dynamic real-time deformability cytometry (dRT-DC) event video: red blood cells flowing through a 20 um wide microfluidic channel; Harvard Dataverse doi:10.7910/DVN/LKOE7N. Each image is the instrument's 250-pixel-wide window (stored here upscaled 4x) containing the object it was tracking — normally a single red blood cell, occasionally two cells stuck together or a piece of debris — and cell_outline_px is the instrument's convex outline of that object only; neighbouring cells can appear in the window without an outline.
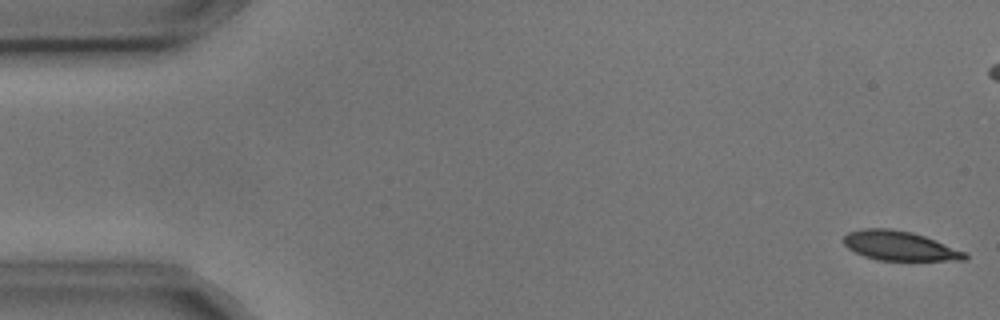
{"species": "common noctule bat (a hibernating species)", "species_latin": "Nyctalus noctula", "temperature_condition": "cold", "stored_images_in_passage": 8, "segment_of_instrument_passage": [1, 2], "camera_frame_rate_fps": 3000, "um_per_image_px": 0.085, "animal": {"sex": "male", "body_mass_g": 17.9, "forearm_length_mm": 54.2}, "frame": {"image": 1, "passage_image": 1, "time_ms": 0.0, "image_size_px": [1000, 320], "cell_outline_px": [[968, 260], [876, 260], [864, 256], [848, 248], [844, 244], [844, 236], [848, 232], [864, 228], [888, 228], [912, 232], [924, 236], [968, 252]], "centroid_in_image_um": [76.49, 20.89], "position_along_channel_um": 8.5, "area_um2": 20.81}}
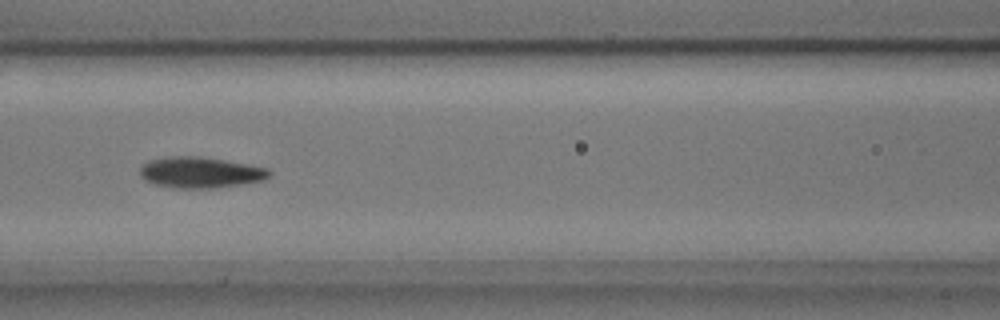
{"frame": {"image": 2, "passage_image": 7, "time_ms": 2.0, "image_size_px": [1000, 320], "cell_outline_px": [[272, 176], [264, 180], [216, 188], [172, 188], [156, 184], [144, 180], [140, 176], [140, 168], [148, 160], [164, 156], [200, 156], [224, 160], [268, 168], [272, 172]], "centroid_in_image_um": [17.02, 14.65], "position_along_channel_um": 149.6, "area_um2": 23.52}}